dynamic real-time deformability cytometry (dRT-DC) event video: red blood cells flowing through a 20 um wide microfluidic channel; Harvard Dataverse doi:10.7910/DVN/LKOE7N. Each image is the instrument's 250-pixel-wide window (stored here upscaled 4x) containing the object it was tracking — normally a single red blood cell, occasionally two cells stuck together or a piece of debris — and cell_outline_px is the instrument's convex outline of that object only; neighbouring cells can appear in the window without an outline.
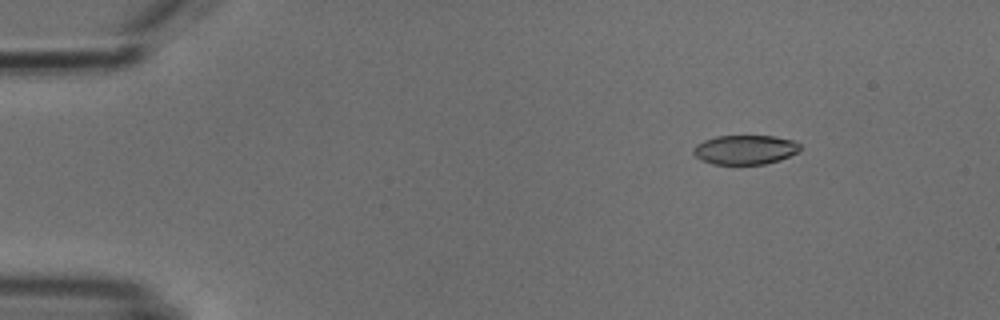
{"species": "common noctule bat (a hibernating species)", "species_latin": "Nyctalus noctula", "temperature_condition": "cold", "stored_images_in_passage": 5, "camera_frame_rate_fps": 3000, "um_per_image_px": 0.085, "animal": {"sex": "male", "body_mass_g": 18.8}, "frame": {"image": 1, "passage_image": 2, "time_ms": 1.333, "image_size_px": [1000, 320], "cell_outline_px": [[800, 148], [796, 152], [780, 160], [764, 164], [712, 164], [700, 160], [692, 152], [692, 148], [696, 144], [704, 140], [716, 136], [776, 136], [792, 140], [800, 144]], "centroid_in_image_um": [63.29, 12.72], "position_along_channel_um": 21.7, "area_um2": 18.26}}